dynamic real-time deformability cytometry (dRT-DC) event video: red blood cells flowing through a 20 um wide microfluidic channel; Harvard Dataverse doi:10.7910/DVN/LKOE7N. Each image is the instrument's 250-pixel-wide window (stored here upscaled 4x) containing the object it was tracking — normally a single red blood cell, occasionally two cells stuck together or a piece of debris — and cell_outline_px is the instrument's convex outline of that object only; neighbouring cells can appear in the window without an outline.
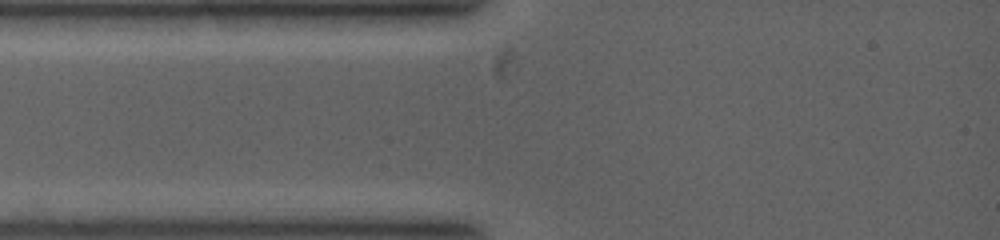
{"species": "common noctule bat (a hibernating species)", "species_latin": "Nyctalus noctula", "temperature_condition": "warm", "stored_images_in_passage": 1, "camera_frame_rate_fps": 5000, "um_per_image_px": 0.085, "animal": {"sex": "female", "body_mass_g": 19.0, "forearm_length_mm": 53.3}, "frame": {"image": 1, "passage_image": 1, "time_ms": 0.0, "image_size_px": [1000, 240], "cell_outline_px": [[548, 16], [516, 76], [508, 80], [496, 80], [492, 76], [484, 60], [484, 56], [496, 44], [524, 24], [548, 12]], "centroid_in_image_um": [43.65, 4.25], "position_along_channel_um": 41.4, "area_um2": 13.93}}